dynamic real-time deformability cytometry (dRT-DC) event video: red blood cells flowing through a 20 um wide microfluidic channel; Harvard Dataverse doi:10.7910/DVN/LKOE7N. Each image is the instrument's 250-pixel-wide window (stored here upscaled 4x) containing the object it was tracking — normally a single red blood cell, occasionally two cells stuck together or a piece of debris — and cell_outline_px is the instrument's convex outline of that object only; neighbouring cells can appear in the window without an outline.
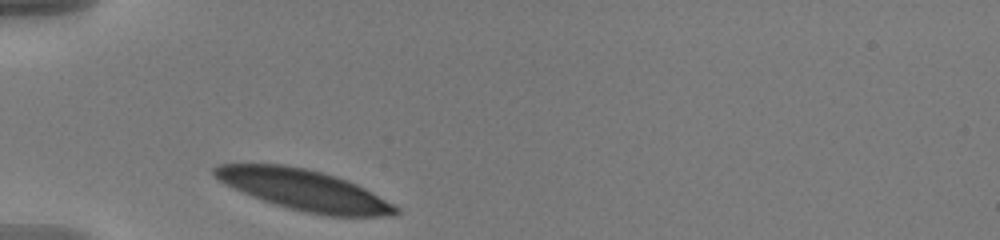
{"species": "human", "species_latin": "Homo sapiens", "temperature_condition": "warm", "stored_images_in_passage": 31, "camera_frame_rate_fps": 3000, "um_per_image_px": 0.085, "donor": {"sex": "male"}, "frame": {"image": 1, "passage_image": 1, "time_ms": 0.0, "image_size_px": [1000, 240], "cell_outline_px": [[400, 212], [396, 216], [328, 216], [304, 212], [288, 208], [252, 196], [212, 176], [212, 168], [216, 164], [284, 164], [304, 168], [336, 176], [348, 180], [372, 192], [400, 208]], "centroid_in_image_um": [25.88, 16.15], "position_along_channel_um": 59.1, "area_um2": 42.71}}
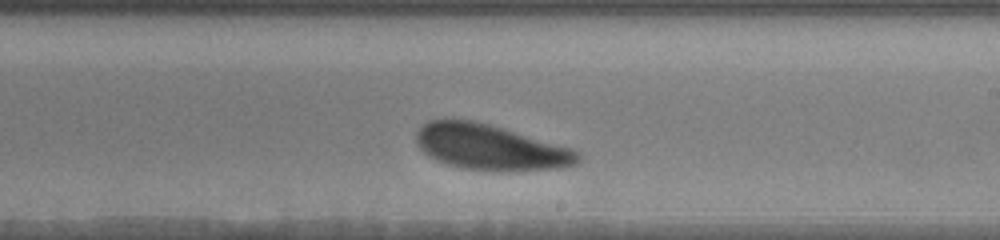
{"frame": {"image": 2, "passage_image": 18, "time_ms": 5.667, "image_size_px": [1000, 240], "cell_outline_px": [[580, 160], [576, 164], [560, 168], [512, 172], [492, 172], [460, 168], [436, 160], [428, 156], [416, 144], [416, 132], [428, 120], [472, 120], [488, 124], [572, 148], [580, 152]], "centroid_in_image_um": [41.69, 12.55], "position_along_channel_um": 247.3, "area_um2": 43.18}}
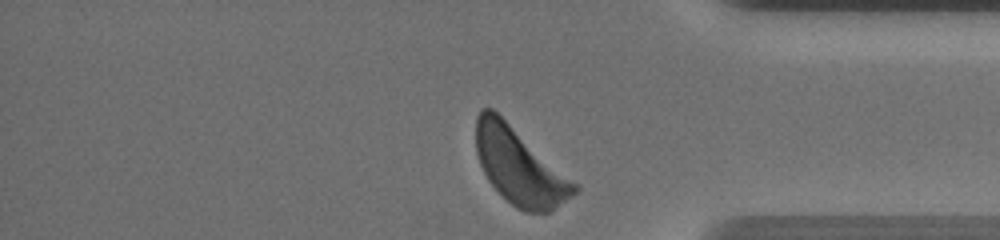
{"frame": {"image": 3, "passage_image": 31, "time_ms": 10.0, "image_size_px": [1000, 240], "cell_outline_px": [[580, 188], [576, 192], [548, 212], [524, 212], [516, 208], [488, 180], [480, 164], [476, 152], [476, 116], [480, 108], [492, 108], [580, 184]], "centroid_in_image_um": [44.17, 14.12], "position_along_channel_um": 391.0, "area_um2": 43.58}, "authors_computed_cell_mechanics": {"area_um2": 43.4078, "velocity_mm_per_s": 3.5278, "shape_relaxation_time_tau1_ms": 1.7588, "shape_relaxation_time_tau2_ms": 4.7335, "deformation_change_tau1": 0.1107, "deformation_change_tau2": 0.1323}}